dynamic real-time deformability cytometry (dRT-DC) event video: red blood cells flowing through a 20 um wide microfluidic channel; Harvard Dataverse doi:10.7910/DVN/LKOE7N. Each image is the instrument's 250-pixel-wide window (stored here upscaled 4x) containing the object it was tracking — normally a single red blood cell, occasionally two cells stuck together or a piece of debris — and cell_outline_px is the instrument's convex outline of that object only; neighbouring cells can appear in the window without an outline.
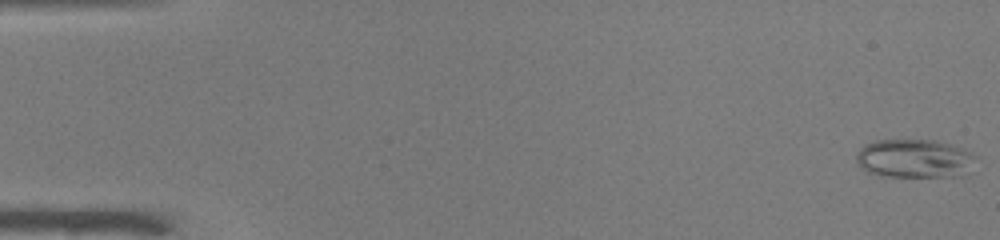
{"species": "common noctule bat (a hibernating species)", "species_latin": "Nyctalus noctula", "temperature_condition": "warm", "stored_images_in_passage": 51, "camera_frame_rate_fps": 3000, "um_per_image_px": 0.085, "animal": {"sex": "male", "body_mass_g": 19.0, "forearm_length_mm": 50.8}, "frame": {"image": 1, "passage_image": 1, "time_ms": 0.0, "image_size_px": [1000, 240], "cell_outline_px": [[976, 156], [960, 176], [888, 176], [868, 172], [856, 160], [856, 156], [860, 148], [864, 144], [876, 140], [936, 140], [952, 144], [964, 148], [972, 152]], "centroid_in_image_um": [77.7, 13.44], "position_along_channel_um": 7.3, "area_um2": 26.47}}
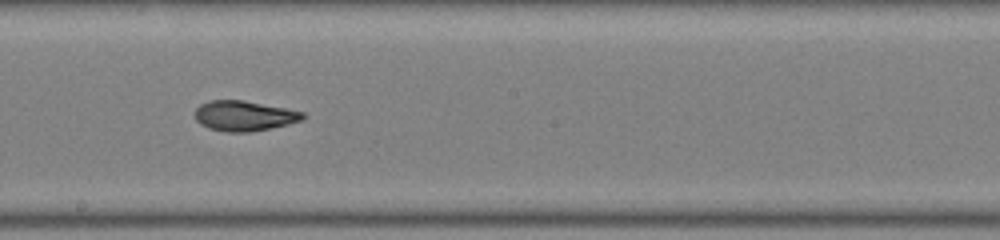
{"frame": {"image": 2, "passage_image": 29, "time_ms": 9.333, "image_size_px": [1000, 240], "cell_outline_px": [[308, 116], [300, 120], [288, 124], [248, 132], [228, 132], [208, 128], [200, 124], [196, 120], [196, 108], [200, 104], [208, 100], [244, 100], [304, 112]], "centroid_in_image_um": [20.73, 9.84], "position_along_channel_um": 227.5, "area_um2": 18.84}}
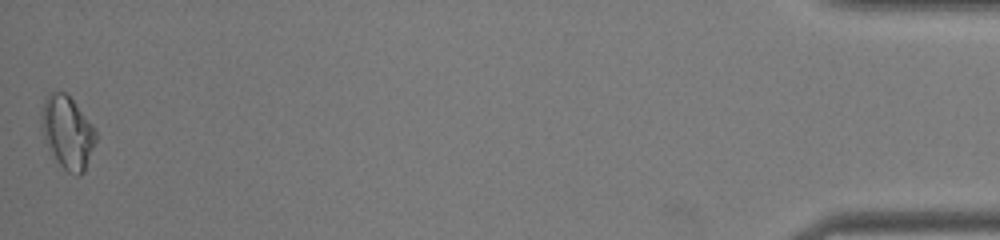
{"frame": {"image": 3, "passage_image": 51, "time_ms": 16.667, "image_size_px": [1000, 240], "cell_outline_px": [[96, 140], [84, 172], [80, 176], [76, 176], [68, 172], [56, 160], [44, 140], [40, 132], [40, 116], [44, 96], [48, 92], [64, 92], [72, 100], [92, 124], [96, 132]], "centroid_in_image_um": [5.69, 11.24], "position_along_channel_um": 429.5, "area_um2": 23.18}, "authors_computed_cell_mechanics": {"area_um2": 19.7676, "velocity_mm_per_s": 3.9824, "shape_relaxation_time_tau1_ms": null, "shape_relaxation_time_tau2_ms": 2.2855, "deformation_change_tau1": null, "deformation_change_tau2": 0.0813}}